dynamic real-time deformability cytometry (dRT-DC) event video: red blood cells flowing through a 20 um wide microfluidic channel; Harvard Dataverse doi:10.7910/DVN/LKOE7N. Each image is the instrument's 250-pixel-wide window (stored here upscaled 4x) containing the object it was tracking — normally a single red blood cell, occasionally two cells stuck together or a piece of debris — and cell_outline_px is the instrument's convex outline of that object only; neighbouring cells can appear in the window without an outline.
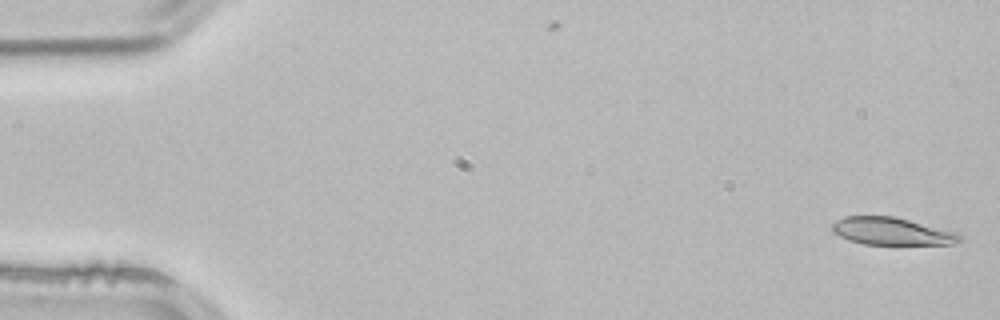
{"species": "common noctule bat (a hibernating species)", "species_latin": "Nyctalus noctula", "temperature_condition": "room temperature", "stored_images_in_passage": 3, "camera_frame_rate_fps": 3000, "um_per_image_px": 0.085, "animal": {"sex": "male", "body_mass_g": 21.5, "forearm_length_mm": 52.0}, "frame": {"image": 1, "passage_image": 1, "time_ms": 0.0, "image_size_px": [1000, 320], "cell_outline_px": [[964, 240], [952, 244], [864, 244], [848, 240], [832, 232], [832, 224], [836, 220], [844, 216], [892, 216], [956, 232], [964, 236]], "centroid_in_image_um": [75.8, 19.66], "position_along_channel_um": 9.2, "area_um2": 20.35}}
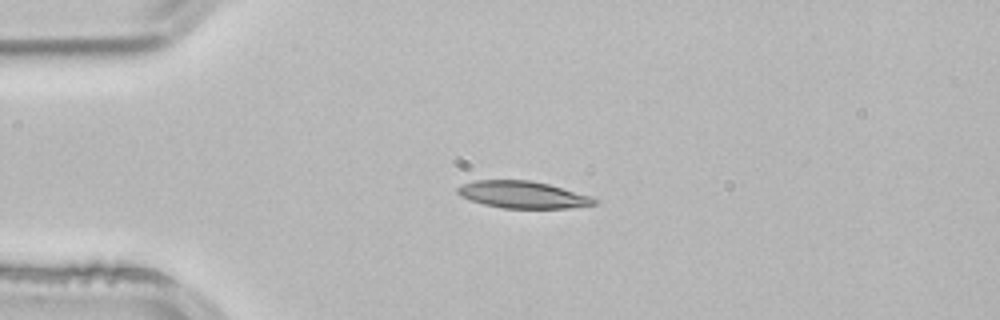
{"frame": {"image": 2, "passage_image": 3, "time_ms": 0.667, "image_size_px": [1000, 320], "cell_outline_px": [[596, 204], [568, 208], [504, 208], [484, 204], [460, 196], [456, 192], [456, 188], [464, 184], [476, 180], [532, 180], [548, 184], [592, 196], [596, 200]], "centroid_in_image_um": [44.44, 16.54], "position_along_channel_um": 40.6, "area_um2": 21.39}}